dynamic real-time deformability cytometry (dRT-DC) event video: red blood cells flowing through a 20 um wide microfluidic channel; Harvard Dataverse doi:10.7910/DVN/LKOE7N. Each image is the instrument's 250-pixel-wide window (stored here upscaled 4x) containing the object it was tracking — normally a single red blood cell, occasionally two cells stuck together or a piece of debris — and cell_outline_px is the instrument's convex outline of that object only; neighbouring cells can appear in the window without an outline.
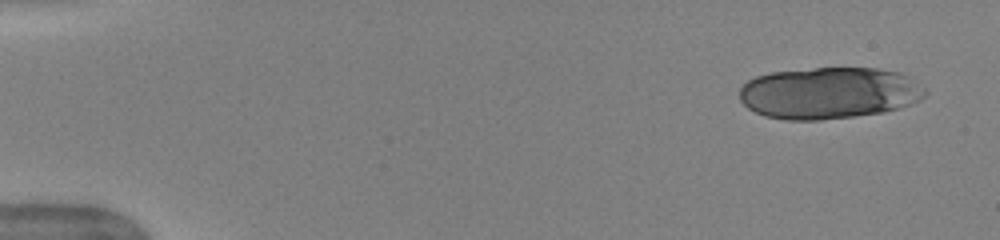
{"species": "human", "species_latin": "Homo sapiens", "temperature_condition": "warm", "stored_images_in_passage": 16, "camera_frame_rate_fps": 3000, "um_per_image_px": 0.085, "donor": {"sex": "female"}, "frame": {"image": 1, "passage_image": 1, "time_ms": 0.0, "image_size_px": [1000, 240], "cell_outline_px": [[928, 92], [920, 100], [912, 104], [884, 112], [820, 120], [784, 120], [764, 116], [748, 108], [740, 100], [740, 88], [748, 80], [756, 76], [772, 72], [816, 68], [876, 68], [900, 72], [912, 76], [928, 88]], "centroid_in_image_um": [70.53, 7.9], "position_along_channel_um": 14.5, "area_um2": 56.47}}